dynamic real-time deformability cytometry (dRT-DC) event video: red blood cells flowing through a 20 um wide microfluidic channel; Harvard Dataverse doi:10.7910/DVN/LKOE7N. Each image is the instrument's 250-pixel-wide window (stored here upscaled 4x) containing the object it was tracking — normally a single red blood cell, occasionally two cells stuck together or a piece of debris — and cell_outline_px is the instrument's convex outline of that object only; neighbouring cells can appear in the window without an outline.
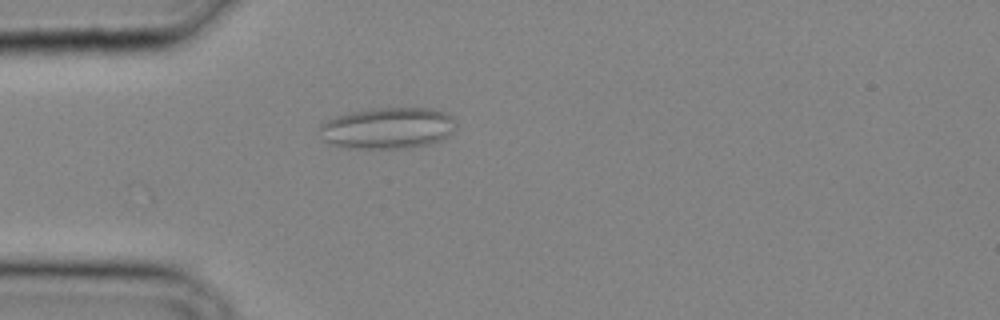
{"species": "common noctule bat (a hibernating species)", "species_latin": "Nyctalus noctula", "temperature_condition": "cold", "stored_images_in_passage": 17, "camera_frame_rate_fps": 3000, "um_per_image_px": 0.085, "animal": {"sex": "male", "body_mass_g": 20.4}, "frame": {"image": 1, "passage_image": 1, "time_ms": 0.0, "image_size_px": [1000, 320], "cell_outline_px": [[456, 124], [452, 132], [448, 136], [440, 140], [428, 144], [404, 148], [352, 148], [328, 144], [324, 140], [320, 128], [320, 124], [336, 116], [352, 112], [372, 108], [428, 108], [444, 112], [452, 116], [456, 120]], "centroid_in_image_um": [32.97, 10.88], "position_along_channel_um": 52.0, "area_um2": 32.71}}
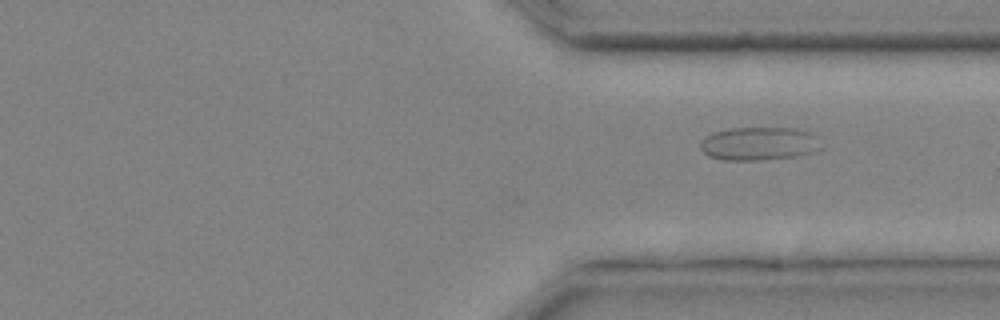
{"frame": {"image": 2, "passage_image": 17, "time_ms": 5.333, "image_size_px": [1000, 320], "cell_outline_px": [[820, 148], [812, 152], [796, 156], [764, 160], [724, 160], [708, 156], [700, 148], [700, 140], [704, 136], [712, 132], [732, 128], [796, 128], [808, 132], [816, 136]], "centroid_in_image_um": [64.45, 12.21], "position_along_channel_um": 346.9, "area_um2": 23.47}}